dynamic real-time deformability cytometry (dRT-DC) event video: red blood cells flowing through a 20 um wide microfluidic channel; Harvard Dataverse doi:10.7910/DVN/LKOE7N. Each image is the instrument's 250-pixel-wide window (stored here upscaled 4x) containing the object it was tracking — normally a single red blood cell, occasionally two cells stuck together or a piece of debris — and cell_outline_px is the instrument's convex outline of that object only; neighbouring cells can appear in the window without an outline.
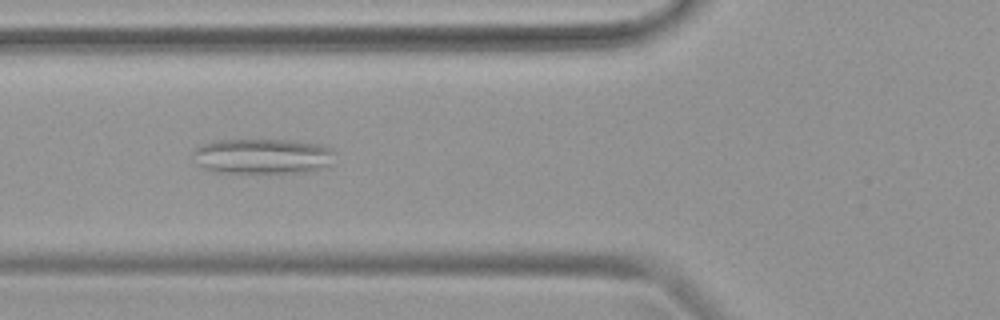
{"species": "common noctule bat (a hibernating species)", "species_latin": "Nyctalus noctula", "temperature_condition": "warm", "stored_images_in_passage": 47, "camera_frame_rate_fps": 3000, "um_per_image_px": 0.085, "animal": {"sex": "female", "body_mass_g": 19.9}, "frame": {"image": 1, "passage_image": 18, "time_ms": 5.667, "image_size_px": [1000, 320], "cell_outline_px": [[336, 152], [332, 164], [328, 168], [308, 172], [216, 172], [204, 168], [196, 164], [192, 152], [200, 144], [216, 140], [288, 140], [324, 144], [332, 148]], "centroid_in_image_um": [22.39, 13.27], "position_along_channel_um": 103.4, "area_um2": 29.65}}
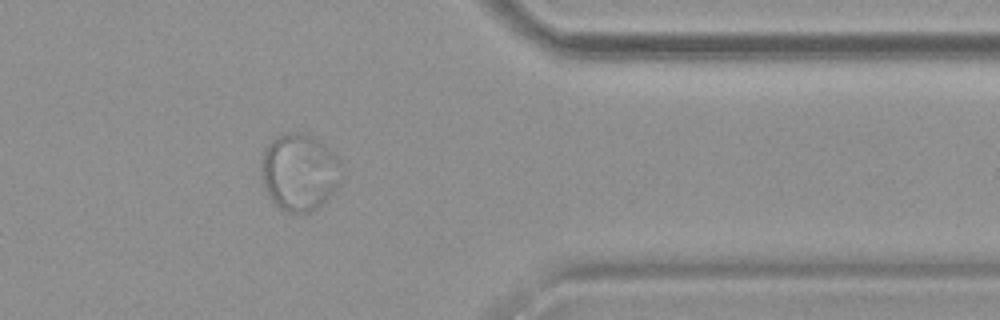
{"frame": {"image": 2, "passage_image": 39, "time_ms": 12.667, "image_size_px": [1000, 320], "cell_outline_px": [[344, 168], [340, 184], [324, 204], [320, 208], [304, 216], [288, 212], [280, 208], [268, 196], [264, 188], [260, 172], [260, 160], [264, 148], [276, 136], [288, 132], [304, 132], [320, 140], [340, 160]], "centroid_in_image_um": [25.47, 14.66], "position_along_channel_um": 385.9, "area_um2": 37.34}}
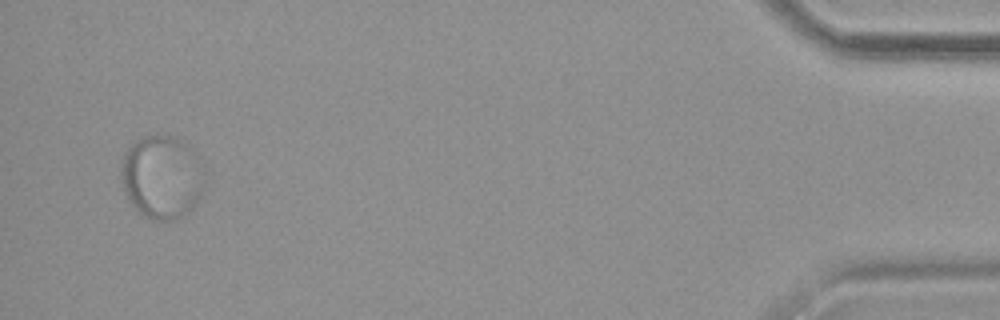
{"frame": {"image": 3, "passage_image": 46, "time_ms": 15.0, "image_size_px": [1000, 320], "cell_outline_px": [[204, 164], [200, 196], [192, 208], [188, 212], [176, 220], [148, 220], [128, 200], [120, 180], [120, 168], [124, 156], [128, 148], [136, 140], [144, 136], [176, 136], [192, 144]], "centroid_in_image_um": [13.78, 15.02], "position_along_channel_um": 421.4, "area_um2": 41.15}}